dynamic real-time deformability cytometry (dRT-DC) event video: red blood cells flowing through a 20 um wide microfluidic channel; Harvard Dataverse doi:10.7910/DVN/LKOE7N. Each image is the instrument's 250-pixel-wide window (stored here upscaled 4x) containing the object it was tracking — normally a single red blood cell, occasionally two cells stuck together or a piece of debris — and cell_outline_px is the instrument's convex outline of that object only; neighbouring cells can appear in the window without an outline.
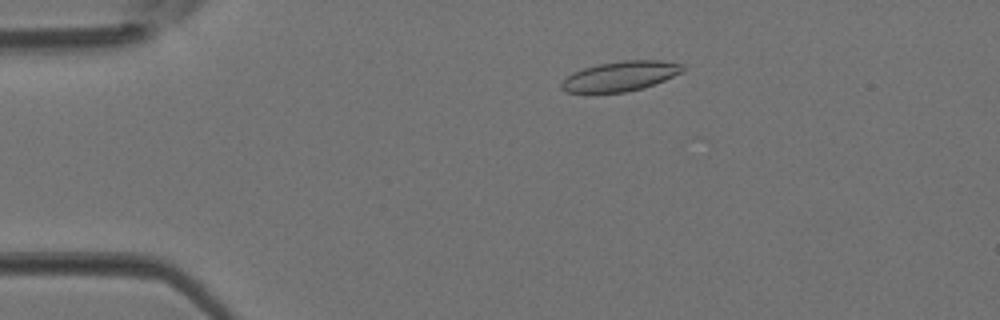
{"species": "Egyptian fruit bat (a non-hibernating species)", "species_latin": "Rousettus aegyptiacus", "temperature_condition": "room temperature", "stored_images_in_passage": 43, "camera_frame_rate_fps": 3000, "um_per_image_px": 0.085, "animal": {"sex": "female"}, "frame": {"image": 1, "passage_image": 9, "time_ms": 2.667, "image_size_px": [1000, 320], "cell_outline_px": [[684, 68], [680, 72], [664, 80], [640, 88], [624, 92], [564, 92], [560, 88], [560, 84], [572, 72], [584, 68], [600, 64], [624, 60], [660, 60], [684, 64]], "centroid_in_image_um": [52.7, 6.46], "position_along_channel_um": 32.3, "area_um2": 20.69}}
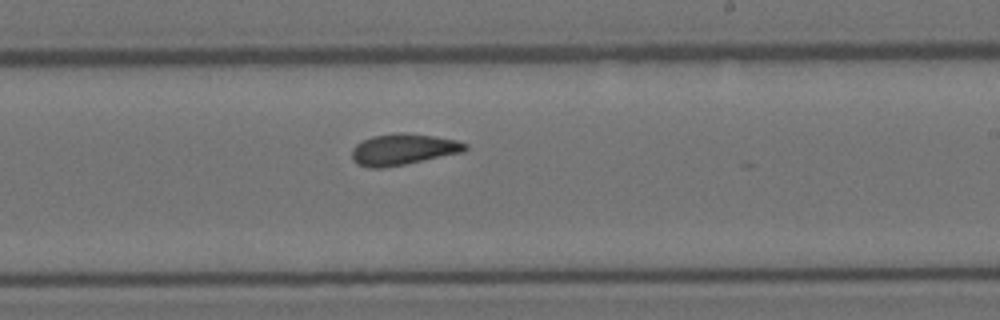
{"frame": {"image": 2, "passage_image": 26, "time_ms": 8.333, "image_size_px": [1000, 320], "cell_outline_px": [[468, 148], [464, 152], [384, 168], [368, 168], [356, 164], [352, 160], [352, 148], [356, 144], [372, 136], [396, 132], [404, 132], [432, 136], [456, 140], [468, 144]], "centroid_in_image_um": [34.24, 12.7], "position_along_channel_um": 254.8, "area_um2": 20.69}}
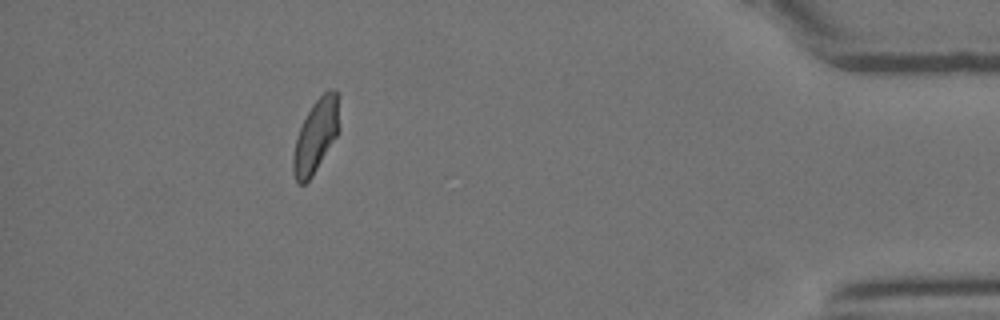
{"frame": {"image": 3, "passage_image": 39, "time_ms": 12.667, "image_size_px": [1000, 320], "cell_outline_px": [[340, 128], [336, 136], [312, 176], [304, 184], [296, 184], [292, 172], [292, 156], [296, 140], [300, 128], [312, 104], [328, 88], [336, 88]], "centroid_in_image_um": [26.83, 11.56], "position_along_channel_um": 408.4, "area_um2": 19.54}}